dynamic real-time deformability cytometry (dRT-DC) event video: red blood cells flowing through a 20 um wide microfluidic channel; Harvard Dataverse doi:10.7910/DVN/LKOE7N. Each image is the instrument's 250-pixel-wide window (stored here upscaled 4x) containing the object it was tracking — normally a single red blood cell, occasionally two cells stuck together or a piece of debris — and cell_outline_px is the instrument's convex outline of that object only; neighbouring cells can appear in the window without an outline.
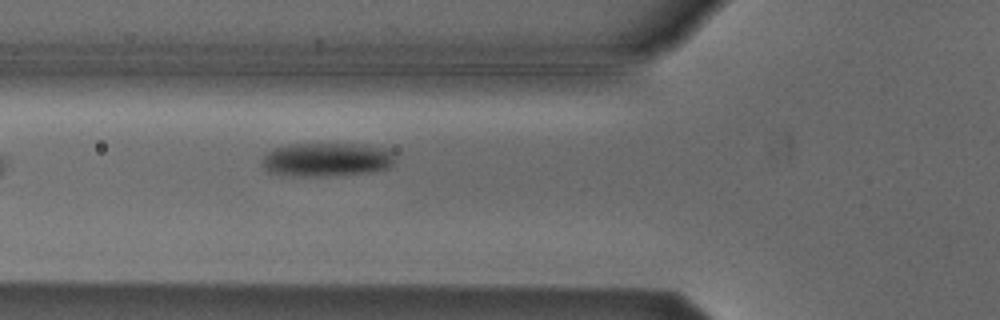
{"species": "Egyptian fruit bat (a non-hibernating species)", "species_latin": "Rousettus aegyptiacus", "temperature_condition": "cold", "stored_images_in_passage": 3, "segment_of_instrument_passage": [1, 2], "camera_frame_rate_fps": 3000, "um_per_image_px": 0.085, "animal": {"sex": "male"}, "frame": {"image": 1, "passage_image": 2, "time_ms": 0.333, "image_size_px": [1000, 320], "cell_outline_px": [[396, 156], [392, 164], [388, 168], [368, 172], [328, 176], [284, 176], [268, 172], [260, 164], [260, 160], [264, 152], [276, 148], [292, 144], [364, 144], [388, 148], [396, 152]], "centroid_in_image_um": [27.75, 13.56], "position_along_channel_um": 98.1, "area_um2": 26.76}}